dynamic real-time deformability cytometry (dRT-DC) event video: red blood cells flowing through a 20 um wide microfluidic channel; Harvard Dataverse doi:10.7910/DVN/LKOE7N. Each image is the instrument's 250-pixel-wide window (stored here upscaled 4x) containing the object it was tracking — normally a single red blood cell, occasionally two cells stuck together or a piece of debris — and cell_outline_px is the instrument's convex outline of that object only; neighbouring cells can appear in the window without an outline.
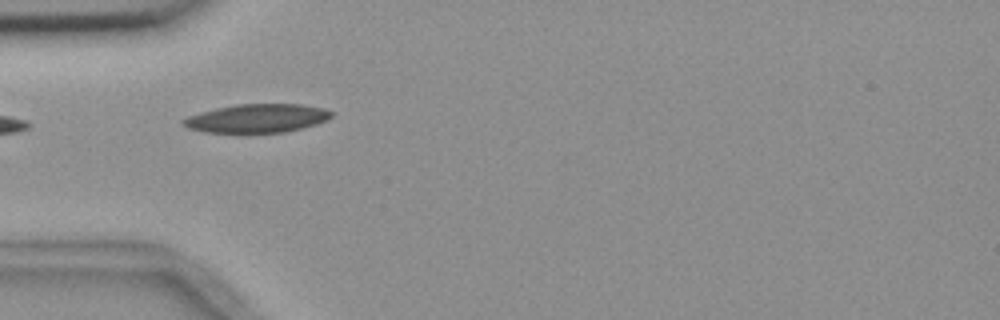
{"species": "common noctule bat (a hibernating species)", "species_latin": "Nyctalus noctula", "temperature_condition": "room temperature", "stored_images_in_passage": 6, "camera_frame_rate_fps": 3000, "um_per_image_px": 0.085, "animal": {"sex": "female", "body_mass_g": 18.4}, "frame": {"image": 1, "passage_image": 4, "time_ms": 4.333, "image_size_px": [1000, 320], "cell_outline_px": [[332, 116], [328, 120], [316, 124], [284, 132], [204, 132], [188, 128], [180, 124], [180, 120], [188, 116], [200, 112], [216, 108], [236, 104], [304, 104], [324, 108], [332, 112]], "centroid_in_image_um": [21.83, 10.04], "position_along_channel_um": 63.2, "area_um2": 24.68}}
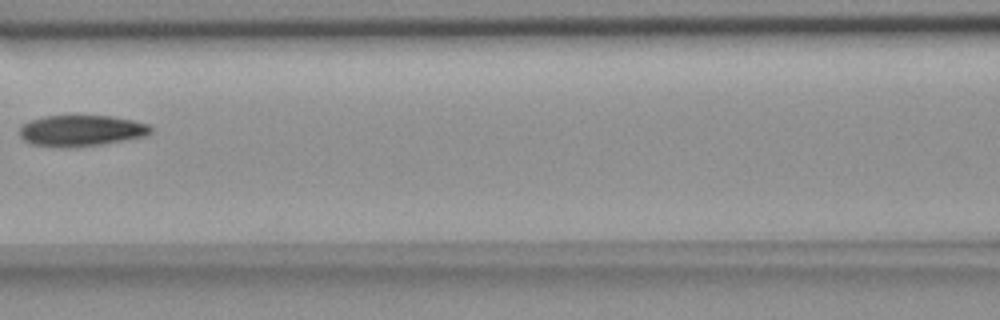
{"frame": {"image": 2, "passage_image": 6, "time_ms": 7.0, "image_size_px": [1000, 320], "cell_outline_px": [[152, 132], [148, 136], [100, 144], [64, 148], [60, 148], [32, 144], [24, 140], [20, 136], [20, 128], [24, 124], [32, 120], [44, 116], [112, 116], [132, 120], [148, 124], [152, 128]], "centroid_in_image_um": [6.93, 11.11], "position_along_channel_um": 159.7, "area_um2": 23.7}}